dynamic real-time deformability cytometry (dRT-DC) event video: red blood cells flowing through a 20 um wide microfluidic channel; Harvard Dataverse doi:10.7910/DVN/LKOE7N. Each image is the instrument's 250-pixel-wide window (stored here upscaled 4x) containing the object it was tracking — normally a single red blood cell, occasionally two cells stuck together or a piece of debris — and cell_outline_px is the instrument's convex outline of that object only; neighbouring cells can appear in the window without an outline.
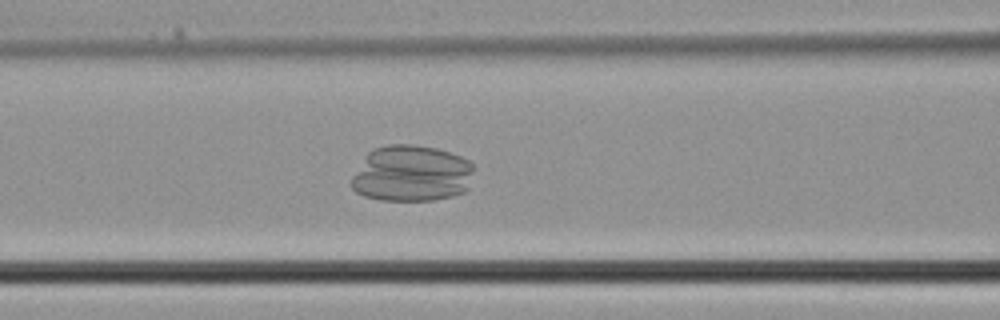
{"species": "common noctule bat (a hibernating species)", "species_latin": "Nyctalus noctula", "temperature_condition": "cold", "stored_images_in_passage": 38, "camera_frame_rate_fps": 3000, "um_per_image_px": 0.085, "animal": {"sex": "male", "body_mass_g": 21.5, "forearm_length_mm": 52.0}, "frame": {"image": 1, "passage_image": 16, "time_ms": 5.0, "image_size_px": [1000, 320], "cell_outline_px": [[476, 168], [468, 188], [464, 192], [452, 196], [432, 200], [380, 200], [364, 196], [356, 192], [352, 188], [352, 176], [368, 152], [376, 148], [388, 144], [412, 144], [436, 148], [460, 156], [468, 160]], "centroid_in_image_um": [35.0, 14.75], "position_along_channel_um": 131.6, "area_um2": 40.4}}
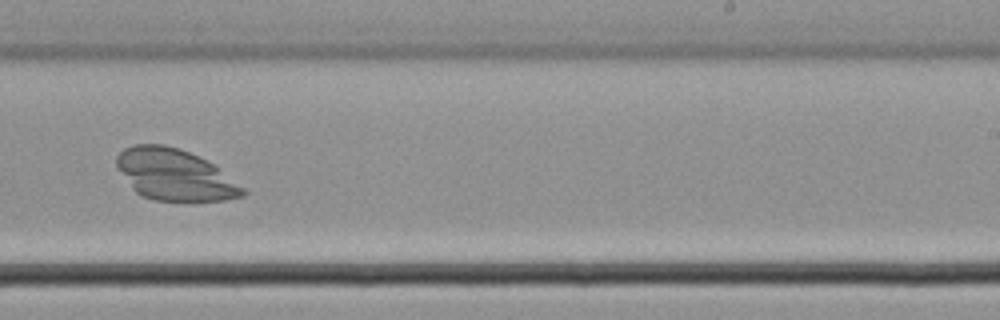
{"frame": {"image": 2, "passage_image": 24, "time_ms": 7.667, "image_size_px": [1000, 320], "cell_outline_px": [[248, 192], [244, 196], [224, 200], [156, 200], [144, 196], [136, 192], [132, 188], [116, 168], [116, 156], [124, 148], [136, 144], [164, 144], [180, 148], [212, 164], [244, 188]], "centroid_in_image_um": [14.81, 14.84], "position_along_channel_um": 274.2, "area_um2": 37.22}}
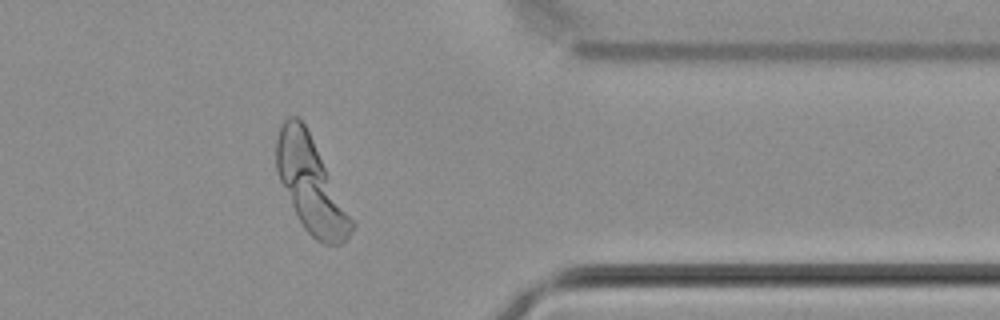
{"frame": {"image": 3, "passage_image": 31, "time_ms": 10.0, "image_size_px": [1000, 320], "cell_outline_px": [[356, 224], [348, 236], [340, 244], [324, 244], [316, 240], [304, 228], [280, 180], [276, 168], [276, 140], [280, 124], [288, 116], [296, 116], [304, 124]], "centroid_in_image_um": [26.42, 15.71], "position_along_channel_um": 385.0, "area_um2": 40.29}}